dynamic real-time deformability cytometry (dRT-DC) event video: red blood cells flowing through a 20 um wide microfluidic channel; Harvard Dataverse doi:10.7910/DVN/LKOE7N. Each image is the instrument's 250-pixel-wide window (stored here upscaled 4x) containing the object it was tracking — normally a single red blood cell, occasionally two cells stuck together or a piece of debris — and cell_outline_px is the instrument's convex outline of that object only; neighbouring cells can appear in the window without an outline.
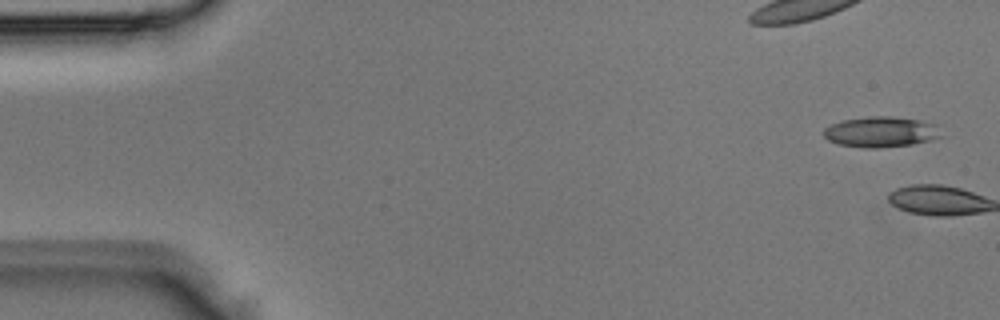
{"species": "Egyptian fruit bat (a non-hibernating species)", "species_latin": "Rousettus aegyptiacus", "temperature_condition": "room temperature", "stored_images_in_passage": 4, "camera_frame_rate_fps": 3000, "um_per_image_px": 0.085, "animal": {"sex": "male"}, "frame": {"image": 1, "passage_image": 1, "time_ms": 0.0, "image_size_px": [1000, 320], "cell_outline_px": [[944, 136], [932, 140], [912, 144], [876, 148], [864, 148], [836, 144], [828, 140], [824, 136], [824, 128], [840, 120], [872, 116], [892, 116], [920, 120], [936, 124]], "centroid_in_image_um": [74.89, 11.21], "position_along_channel_um": 10.1, "area_um2": 21.15}}